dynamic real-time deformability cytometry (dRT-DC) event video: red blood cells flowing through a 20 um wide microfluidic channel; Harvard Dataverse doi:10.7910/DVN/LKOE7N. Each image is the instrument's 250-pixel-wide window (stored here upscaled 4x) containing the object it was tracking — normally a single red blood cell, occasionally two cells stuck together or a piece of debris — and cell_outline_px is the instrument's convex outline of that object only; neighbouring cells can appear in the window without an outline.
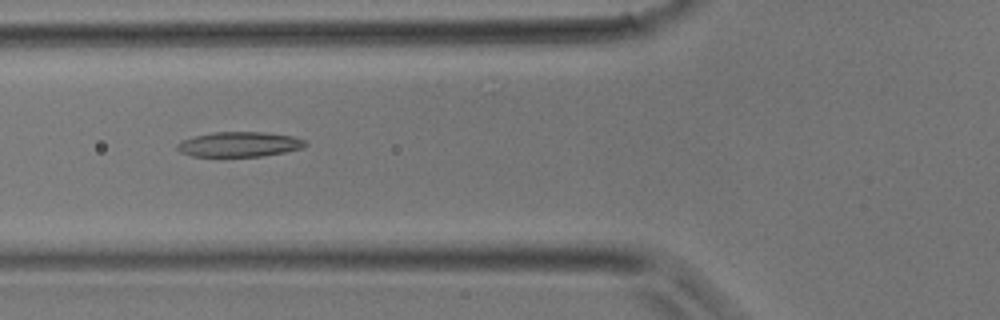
{"species": "common noctule bat (a hibernating species)", "species_latin": "Nyctalus noctula", "temperature_condition": "room temperature", "stored_images_in_passage": 35, "camera_frame_rate_fps": 3000, "um_per_image_px": 0.085, "animal": {"sex": "male", "body_mass_g": 17.9}, "frame": {"image": 1, "passage_image": 10, "time_ms": 3.0, "image_size_px": [1000, 320], "cell_outline_px": [[308, 144], [304, 148], [284, 152], [260, 156], [192, 156], [180, 152], [176, 148], [176, 144], [184, 140], [196, 136], [216, 132], [264, 132], [292, 136], [304, 140]], "centroid_in_image_um": [20.36, 12.27], "position_along_channel_um": 105.4, "area_um2": 18.44}}
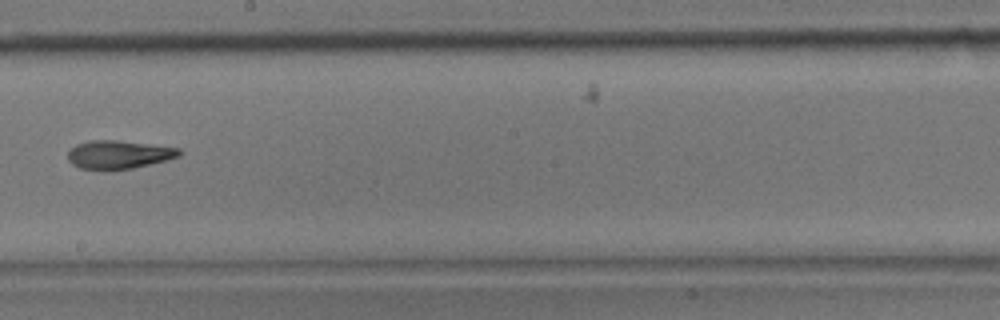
{"frame": {"image": 2, "passage_image": 18, "time_ms": 5.667, "image_size_px": [1000, 320], "cell_outline_px": [[184, 152], [180, 156], [168, 160], [132, 168], [80, 168], [72, 164], [68, 160], [68, 152], [76, 144], [88, 140], [116, 140], [180, 148]], "centroid_in_image_um": [10.13, 13.11], "position_along_channel_um": 238.1, "area_um2": 18.09}}
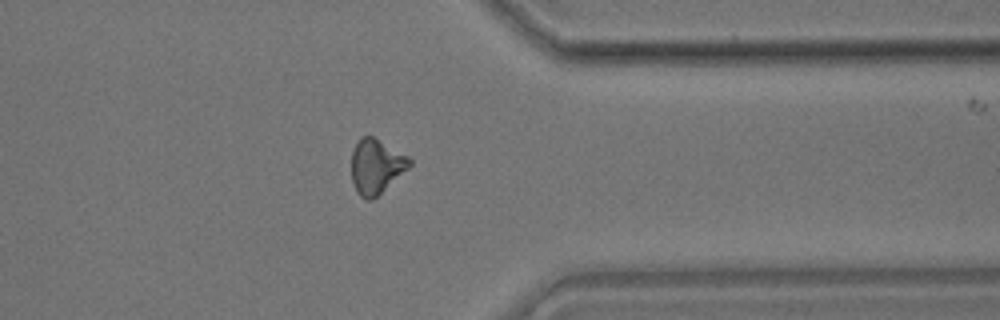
{"frame": {"image": 3, "passage_image": 27, "time_ms": 8.667, "image_size_px": [1000, 320], "cell_outline_px": [[412, 164], [408, 168], [372, 200], [364, 200], [356, 192], [352, 180], [352, 148], [360, 136], [372, 136], [408, 156], [412, 160]], "centroid_in_image_um": [31.94, 14.14], "position_along_channel_um": 379.5, "area_um2": 18.38}}